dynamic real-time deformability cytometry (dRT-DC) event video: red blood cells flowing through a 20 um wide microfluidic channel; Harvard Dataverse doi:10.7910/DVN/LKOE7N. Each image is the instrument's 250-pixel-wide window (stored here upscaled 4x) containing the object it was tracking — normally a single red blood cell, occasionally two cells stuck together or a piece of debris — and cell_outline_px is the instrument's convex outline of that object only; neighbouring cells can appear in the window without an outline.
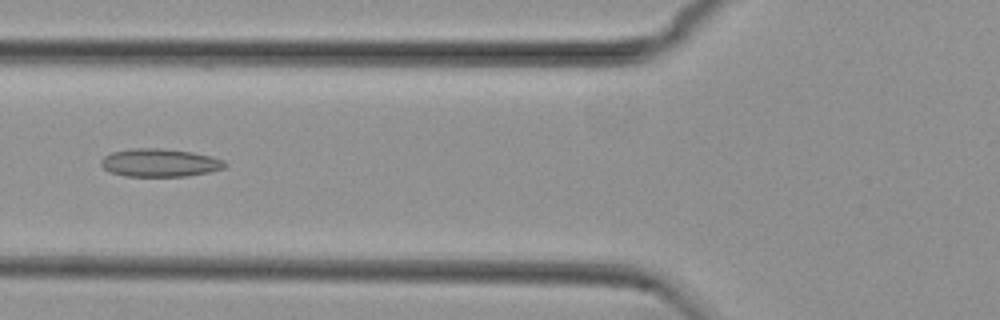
{"species": "common noctule bat (a hibernating species)", "species_latin": "Nyctalus noctula", "temperature_condition": "cold", "stored_images_in_passage": 48, "camera_frame_rate_fps": 3000, "um_per_image_px": 0.085, "animal": {"sex": "female", "body_mass_g": 29.2, "forearm_length_mm": 56.3}, "frame": {"image": 1, "passage_image": 14, "time_ms": 4.333, "image_size_px": [1000, 320], "cell_outline_px": [[228, 164], [224, 168], [208, 172], [188, 176], [124, 176], [108, 172], [100, 164], [100, 160], [104, 156], [112, 152], [132, 148], [160, 148], [192, 152], [212, 156], [224, 160]], "centroid_in_image_um": [13.57, 13.83], "position_along_channel_um": 112.2, "area_um2": 20.4}}
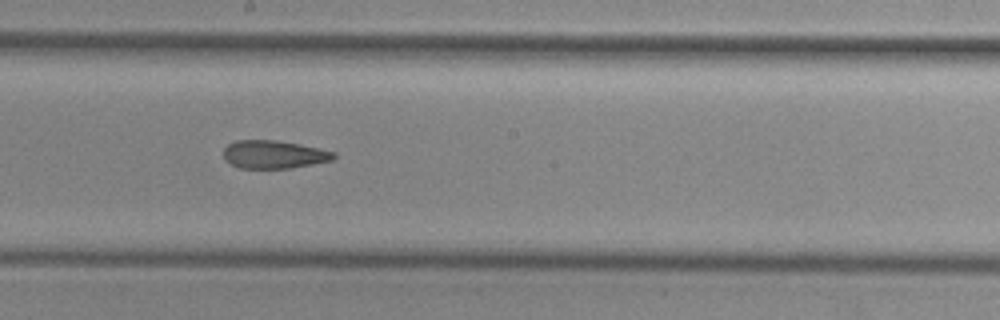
{"frame": {"image": 2, "passage_image": 23, "time_ms": 7.333, "image_size_px": [1000, 320], "cell_outline_px": [[336, 156], [332, 160], [292, 168], [240, 168], [224, 160], [224, 148], [228, 144], [236, 140], [276, 140], [300, 144], [320, 148], [336, 152]], "centroid_in_image_um": [23.29, 13.12], "position_along_channel_um": 224.9, "area_um2": 18.09}}
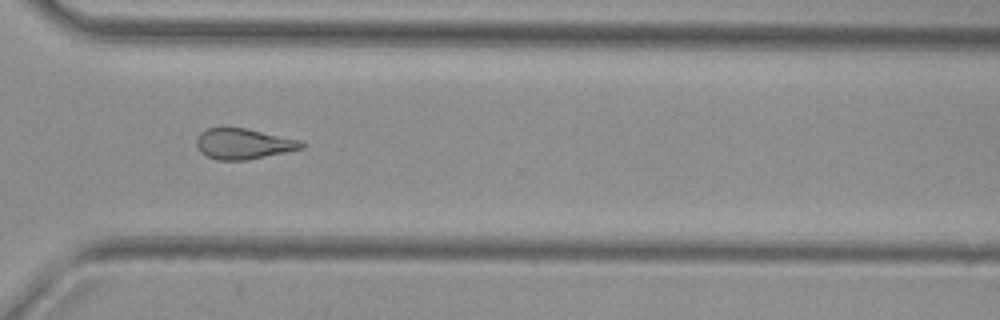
{"frame": {"image": 3, "passage_image": 33, "time_ms": 10.667, "image_size_px": [1000, 320], "cell_outline_px": [[304, 148], [248, 160], [216, 160], [200, 152], [196, 144], [196, 140], [200, 132], [208, 128], [244, 128], [300, 140], [304, 144]], "centroid_in_image_um": [20.67, 12.23], "position_along_channel_um": 349.9, "area_um2": 18.55}, "authors_computed_cell_mechanics": {"area_um2": 19.3052, "velocity_mm_per_s": 3.7545, "shape_relaxation_time_tau1_ms": null, "shape_relaxation_time_tau2_ms": 2.8971, "deformation_change_tau1": null, "deformation_change_tau2": 0.1076}}